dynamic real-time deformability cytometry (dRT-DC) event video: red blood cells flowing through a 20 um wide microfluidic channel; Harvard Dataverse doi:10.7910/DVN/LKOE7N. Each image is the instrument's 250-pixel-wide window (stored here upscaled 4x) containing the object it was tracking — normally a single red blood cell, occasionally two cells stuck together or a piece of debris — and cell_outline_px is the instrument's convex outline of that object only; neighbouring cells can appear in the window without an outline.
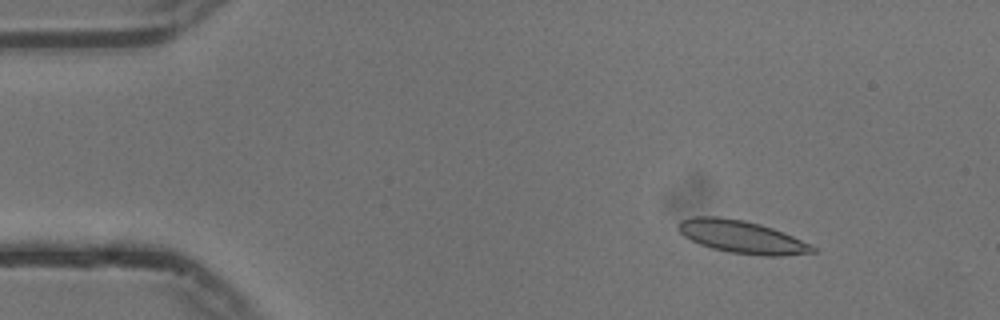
{"species": "common noctule bat (a hibernating species)", "species_latin": "Nyctalus noctula", "temperature_condition": "cold", "stored_images_in_passage": 12, "camera_frame_rate_fps": 3000, "um_per_image_px": 0.085, "animal": {"sex": "male", "body_mass_g": 13.3}, "frame": {"image": 1, "passage_image": 12, "time_ms": 3.667, "image_size_px": [1000, 320], "cell_outline_px": [[816, 252], [784, 256], [764, 256], [728, 252], [712, 248], [700, 244], [684, 236], [676, 228], [676, 224], [680, 220], [692, 216], [716, 216], [744, 220], [760, 224], [784, 232], [812, 244], [816, 248]], "centroid_in_image_um": [63.05, 20.13], "position_along_channel_um": 21.9, "area_um2": 25.84}}